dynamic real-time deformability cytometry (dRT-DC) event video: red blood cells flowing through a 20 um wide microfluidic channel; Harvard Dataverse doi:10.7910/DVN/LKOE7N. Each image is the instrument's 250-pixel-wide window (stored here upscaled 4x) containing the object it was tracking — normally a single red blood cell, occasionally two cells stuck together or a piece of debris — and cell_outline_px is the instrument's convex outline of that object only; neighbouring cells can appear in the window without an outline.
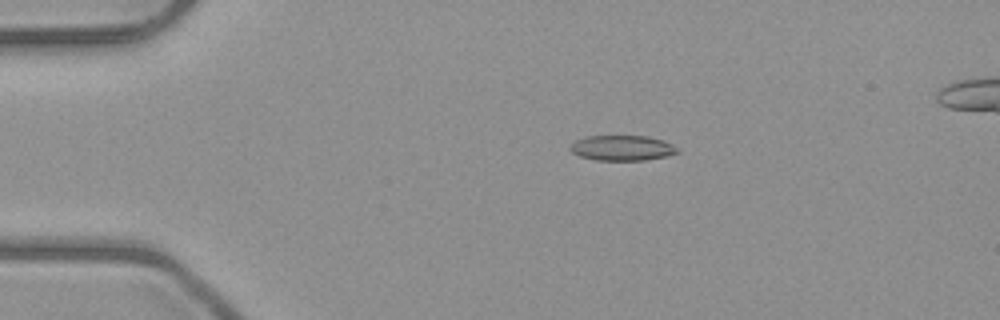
{"species": "common noctule bat (a hibernating species)", "species_latin": "Nyctalus noctula", "temperature_condition": "room temperature", "stored_images_in_passage": 6, "camera_frame_rate_fps": 3000, "um_per_image_px": 0.085, "animal": {"sex": "male", "body_mass_g": 23.1, "forearm_length_mm": 52.7}, "frame": {"image": 1, "passage_image": 3, "time_ms": 2.333, "image_size_px": [1000, 320], "cell_outline_px": [[680, 152], [664, 156], [644, 160], [596, 160], [580, 156], [572, 152], [568, 148], [576, 140], [584, 136], [648, 136], [664, 140], [672, 144]], "centroid_in_image_um": [52.87, 12.57], "position_along_channel_um": 32.1, "area_um2": 15.72}}
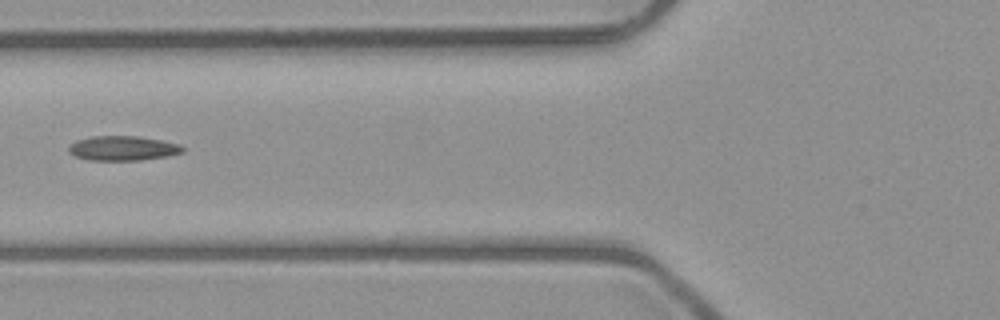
{"frame": {"image": 2, "passage_image": 6, "time_ms": 5.667, "image_size_px": [1000, 320], "cell_outline_px": [[184, 152], [164, 156], [140, 160], [88, 160], [76, 156], [68, 152], [68, 148], [76, 140], [92, 136], [136, 136], [160, 140], [180, 144], [184, 148]], "centroid_in_image_um": [10.42, 12.6], "position_along_channel_um": 115.4, "area_um2": 16.18}}